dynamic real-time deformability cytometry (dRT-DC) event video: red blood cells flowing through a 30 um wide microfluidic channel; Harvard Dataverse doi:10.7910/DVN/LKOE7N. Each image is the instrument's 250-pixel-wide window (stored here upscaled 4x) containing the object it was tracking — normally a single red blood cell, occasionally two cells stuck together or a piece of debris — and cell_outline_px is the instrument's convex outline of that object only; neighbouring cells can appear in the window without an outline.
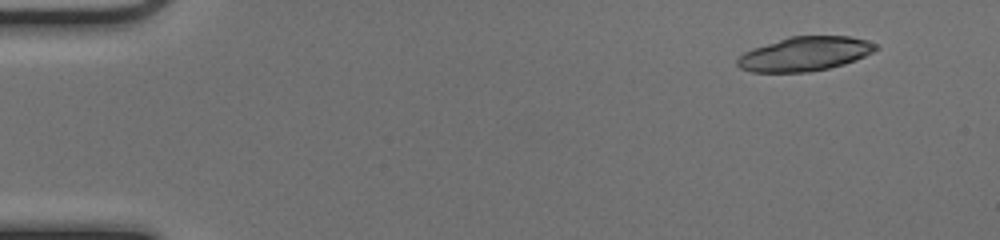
{"species": "common noctule bat (a hibernating species)", "species_latin": "Nyctalus noctula", "temperature_condition": "cold", "stored_images_in_passage": 38, "camera_frame_rate_fps": 3000, "um_per_image_px": 0.085, "animal": {"sex": "female", "body_mass_g": 17.0, "forearm_length_mm": 48.0}, "frame": {"image": 1, "passage_image": 3, "time_ms": 0.667, "image_size_px": [1000, 240], "cell_outline_px": [[880, 48], [856, 60], [844, 64], [828, 68], [808, 72], [752, 72], [740, 68], [736, 64], [736, 60], [744, 52], [752, 48], [788, 36], [848, 36], [864, 40], [876, 44]], "centroid_in_image_um": [68.38, 4.58], "position_along_channel_um": 16.6, "area_um2": 27.57}}
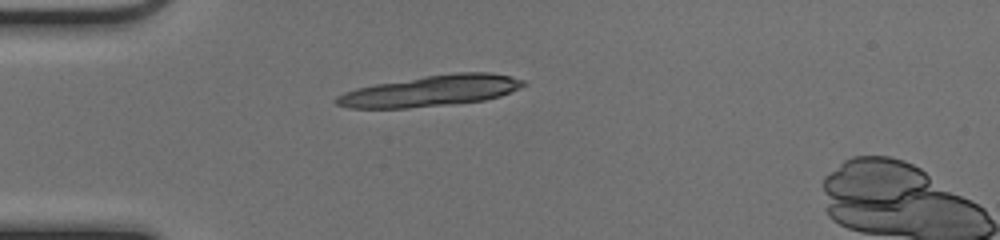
{"frame": {"image": 2, "passage_image": 13, "time_ms": 4.0, "image_size_px": [1000, 240], "cell_outline_px": [[528, 84], [520, 88], [500, 96], [484, 100], [452, 104], [408, 108], [348, 108], [336, 104], [332, 100], [336, 96], [344, 92], [356, 88], [376, 84], [424, 76], [456, 72], [488, 72], [512, 76], [524, 80]], "centroid_in_image_um": [36.62, 7.72], "position_along_channel_um": 48.4, "area_um2": 33.87}}